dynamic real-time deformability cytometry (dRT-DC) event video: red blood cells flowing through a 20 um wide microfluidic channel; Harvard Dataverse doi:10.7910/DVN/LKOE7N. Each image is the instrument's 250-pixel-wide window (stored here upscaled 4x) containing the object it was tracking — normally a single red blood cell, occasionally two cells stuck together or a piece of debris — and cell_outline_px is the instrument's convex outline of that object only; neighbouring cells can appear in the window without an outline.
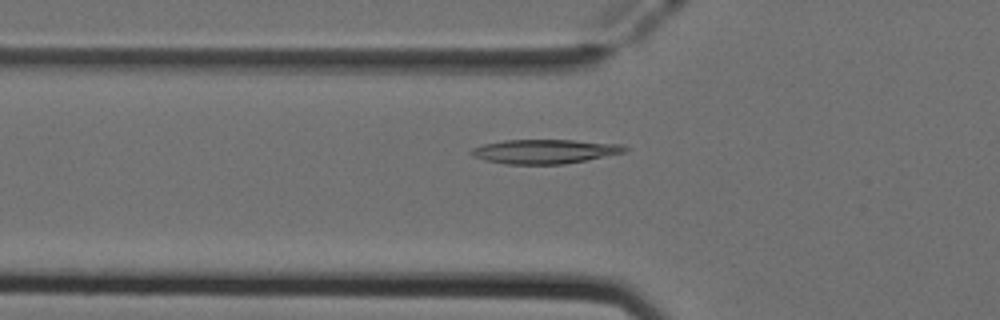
{"species": "Egyptian fruit bat (a non-hibernating species)", "species_latin": "Rousettus aegyptiacus", "temperature_condition": "cold", "stored_images_in_passage": 45, "camera_frame_rate_fps": 3000, "um_per_image_px": 0.085, "animal": {"sex": "female"}, "frame": {"image": 1, "passage_image": 11, "time_ms": 3.333, "image_size_px": [1000, 320], "cell_outline_px": [[628, 148], [624, 152], [564, 164], [504, 164], [484, 160], [472, 156], [468, 152], [472, 148], [484, 144], [504, 140], [572, 140], [624, 144]], "centroid_in_image_um": [46.25, 12.87], "position_along_channel_um": 79.5, "area_um2": 21.62}}
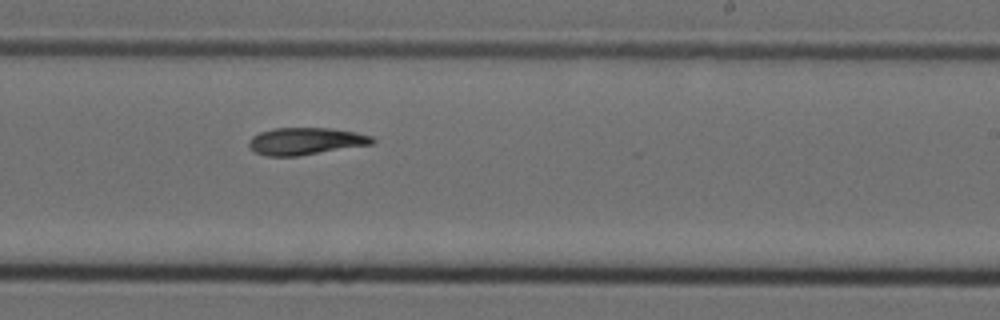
{"frame": {"image": 2, "passage_image": 25, "time_ms": 8.0, "image_size_px": [1000, 320], "cell_outline_px": [[376, 140], [372, 144], [296, 156], [264, 156], [252, 152], [248, 144], [248, 140], [252, 136], [260, 132], [272, 128], [328, 128], [356, 132], [372, 136]], "centroid_in_image_um": [25.92, 12.0], "position_along_channel_um": 263.1, "area_um2": 19.59}}
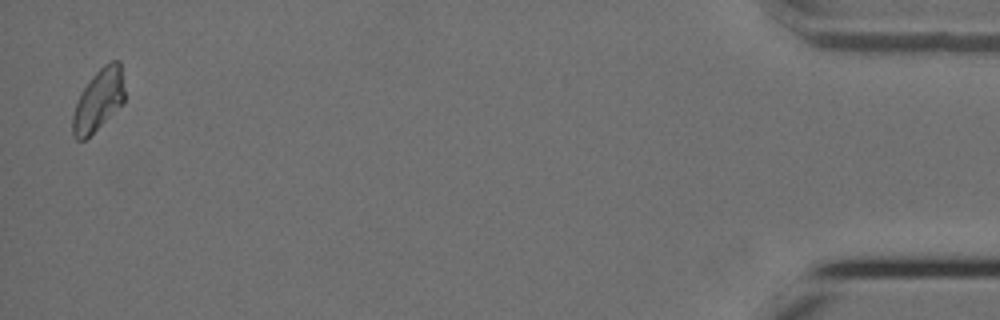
{"frame": {"image": 3, "passage_image": 44, "time_ms": 14.333, "image_size_px": [1000, 320], "cell_outline_px": [[124, 104], [84, 140], [76, 140], [72, 136], [72, 116], [80, 92], [92, 76], [104, 64], [112, 60], [120, 60], [124, 88]], "centroid_in_image_um": [8.37, 8.5], "position_along_channel_um": 426.8, "area_um2": 18.79}, "authors_computed_cell_mechanics": {"area_um2": 19.7098, "velocity_mm_per_s": 3.9337, "shape_relaxation_time_tau1_ms": 8.1935, "shape_relaxation_time_tau2_ms": 6.7162, "deformation_change_tau1": 0.1813, "deformation_change_tau2": 0.113}}